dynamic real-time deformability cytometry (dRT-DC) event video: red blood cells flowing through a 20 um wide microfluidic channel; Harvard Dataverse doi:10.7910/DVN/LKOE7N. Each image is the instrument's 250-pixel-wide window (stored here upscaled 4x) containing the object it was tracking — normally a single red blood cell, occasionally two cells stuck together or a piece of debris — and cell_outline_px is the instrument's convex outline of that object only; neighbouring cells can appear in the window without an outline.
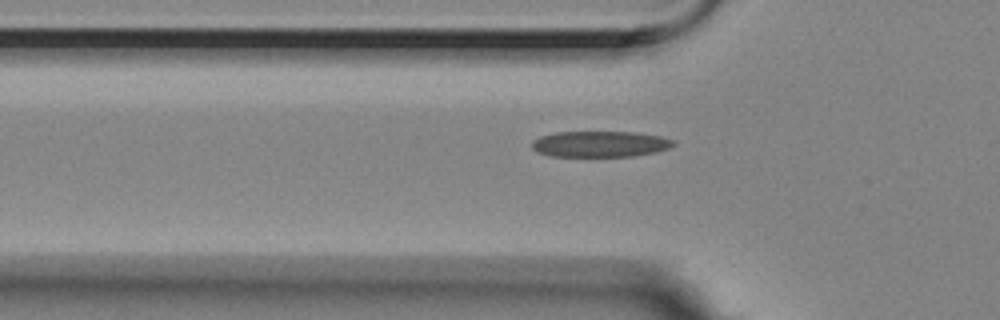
{"species": "Egyptian fruit bat (a non-hibernating species)", "species_latin": "Rousettus aegyptiacus", "temperature_condition": "room temperature", "stored_images_in_passage": 38, "camera_frame_rate_fps": 3000, "um_per_image_px": 0.085, "animal": {"sex": "female"}, "frame": {"image": 1, "passage_image": 6, "time_ms": 1.667, "image_size_px": [1000, 320], "cell_outline_px": [[676, 144], [668, 148], [656, 152], [632, 156], [552, 156], [536, 152], [532, 148], [532, 140], [540, 136], [556, 132], [636, 132], [660, 136], [676, 140]], "centroid_in_image_um": [51.01, 12.24], "position_along_channel_um": 74.8, "area_um2": 21.5}}
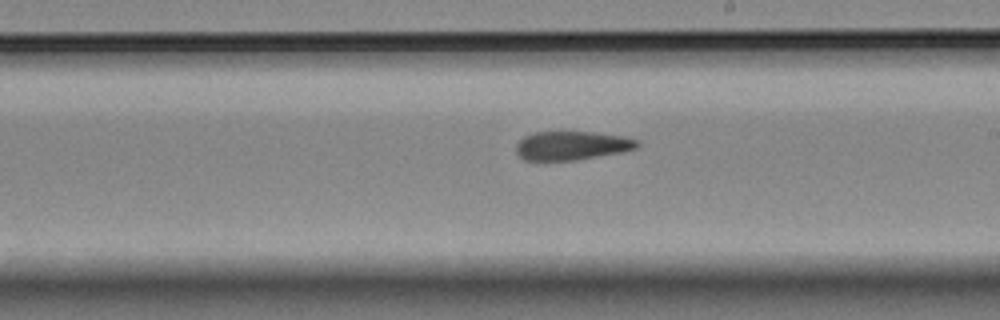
{"frame": {"image": 2, "passage_image": 20, "time_ms": 6.333, "image_size_px": [1000, 320], "cell_outline_px": [[640, 148], [624, 152], [576, 160], [524, 160], [516, 152], [516, 144], [524, 136], [536, 132], [560, 128], [624, 136], [640, 140]], "centroid_in_image_um": [48.64, 12.33], "position_along_channel_um": 240.4, "area_um2": 21.33}}
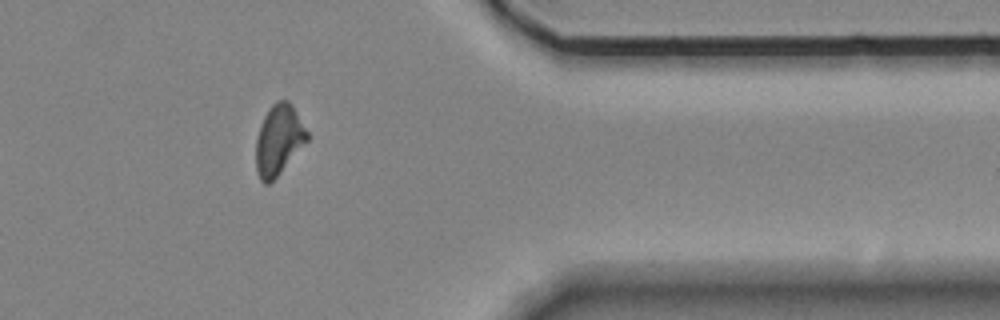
{"frame": {"image": 3, "passage_image": 34, "time_ms": 11.0, "image_size_px": [1000, 320], "cell_outline_px": [[308, 140], [280, 172], [268, 184], [264, 184], [260, 180], [256, 168], [256, 140], [260, 124], [268, 108], [276, 100], [288, 100], [292, 104], [308, 132]], "centroid_in_image_um": [23.68, 11.86], "position_along_channel_um": 387.7, "area_um2": 20.81}, "authors_computed_cell_mechanics": {"area_um2": 21.3571, "velocity_mm_per_s": 3.5333, "shape_relaxation_time_tau1_ms": 4.5376, "shape_relaxation_time_tau2_ms": 2.6906, "deformation_change_tau1": 0.1438, "deformation_change_tau2": 0.117}}